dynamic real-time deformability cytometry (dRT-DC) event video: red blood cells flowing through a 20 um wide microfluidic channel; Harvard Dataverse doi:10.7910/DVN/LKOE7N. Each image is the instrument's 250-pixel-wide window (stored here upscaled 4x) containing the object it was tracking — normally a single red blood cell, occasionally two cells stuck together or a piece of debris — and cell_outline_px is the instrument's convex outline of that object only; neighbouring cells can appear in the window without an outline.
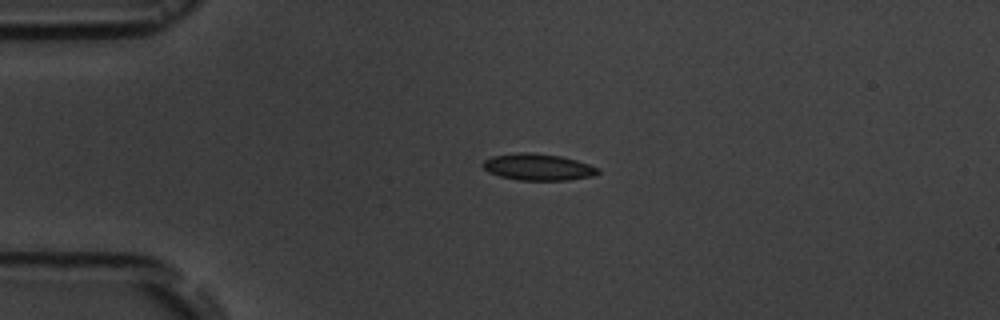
{"species": "common noctule bat (a hibernating species)", "species_latin": "Nyctalus noctula", "temperature_condition": "room temperature", "stored_images_in_passage": 4, "camera_frame_rate_fps": 3000, "um_per_image_px": 0.085, "animal": {"sex": "male", "body_mass_g": 19.5, "forearm_length_mm": 54.6}, "frame": {"image": 1, "passage_image": 3, "time_ms": 3.333, "image_size_px": [1000, 320], "cell_outline_px": [[600, 172], [592, 176], [568, 180], [520, 180], [500, 176], [488, 172], [480, 164], [484, 160], [492, 156], [516, 152], [528, 152], [560, 156], [576, 160], [600, 168]], "centroid_in_image_um": [45.71, 14.19], "position_along_channel_um": 39.3, "area_um2": 17.86}}